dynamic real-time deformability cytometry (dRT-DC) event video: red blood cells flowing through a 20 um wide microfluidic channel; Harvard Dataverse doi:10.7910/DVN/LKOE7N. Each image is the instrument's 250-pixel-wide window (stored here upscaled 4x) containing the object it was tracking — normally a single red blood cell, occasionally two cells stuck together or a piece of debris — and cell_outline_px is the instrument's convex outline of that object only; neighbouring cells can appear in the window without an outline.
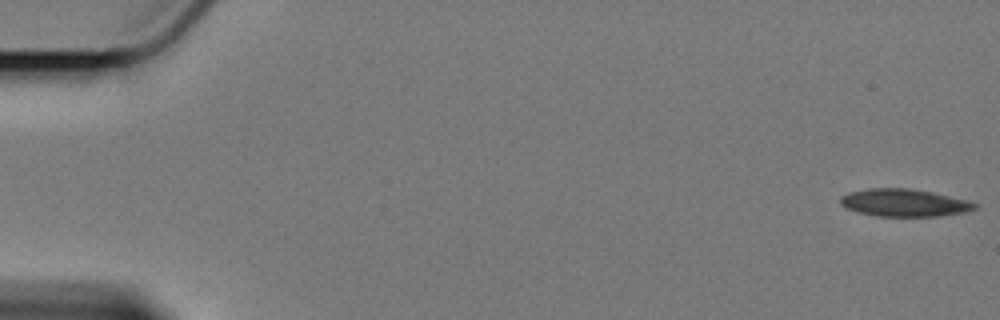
{"species": "Egyptian fruit bat (a non-hibernating species)", "species_latin": "Rousettus aegyptiacus", "temperature_condition": "cold", "stored_images_in_passage": 59, "camera_frame_rate_fps": 3000, "um_per_image_px": 0.085, "animal": {"sex": "female"}, "frame": {"image": 1, "passage_image": 1, "time_ms": 0.0, "image_size_px": [1000, 320], "cell_outline_px": [[976, 208], [964, 212], [936, 216], [876, 216], [860, 212], [848, 208], [840, 204], [840, 196], [848, 192], [868, 188], [912, 188], [932, 192], [968, 200], [976, 204]], "centroid_in_image_um": [76.83, 17.22], "position_along_channel_um": 8.2, "area_um2": 21.44}}
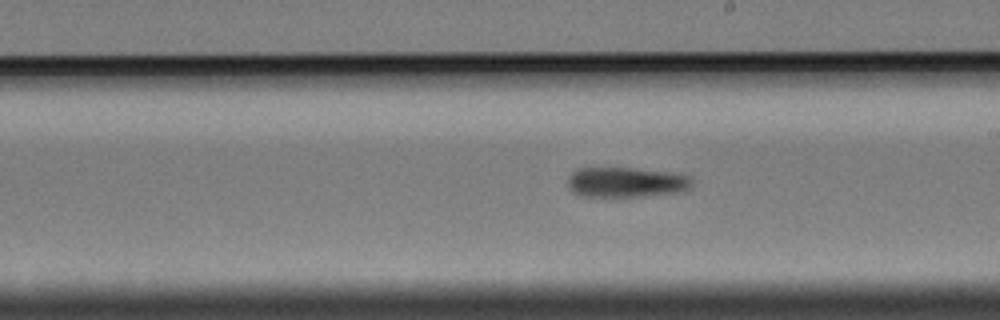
{"frame": {"image": 2, "passage_image": 34, "time_ms": 11.0, "image_size_px": [1000, 320], "cell_outline_px": [[692, 184], [676, 192], [636, 196], [580, 196], [572, 192], [568, 184], [568, 176], [572, 172], [580, 168], [632, 168], [668, 172], [688, 176], [692, 180]], "centroid_in_image_um": [53.12, 15.48], "position_along_channel_um": 235.9, "area_um2": 21.27}}
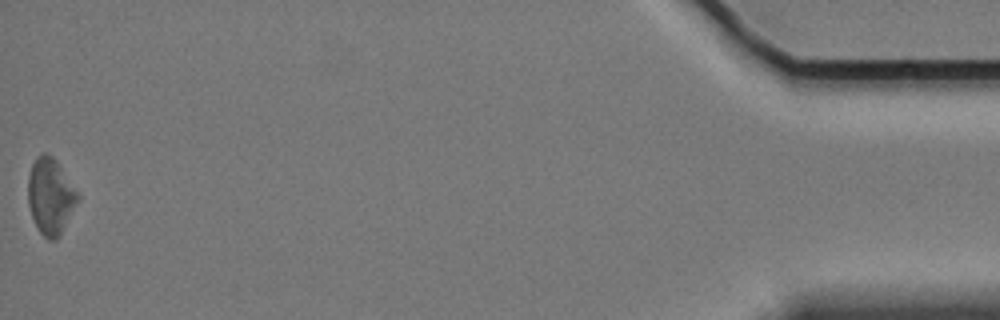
{"frame": {"image": 3, "passage_image": 59, "time_ms": 19.333, "image_size_px": [1000, 320], "cell_outline_px": [[80, 200], [60, 236], [56, 240], [48, 240], [40, 232], [32, 216], [28, 204], [28, 176], [32, 164], [36, 156], [44, 152], [52, 156], [56, 160], [80, 192]], "centroid_in_image_um": [4.33, 16.67], "position_along_channel_um": 430.9, "area_um2": 22.48}, "authors_computed_cell_mechanics": {"area_um2": 21.964, "velocity_mm_per_s": 3.4082, "shape_relaxation_time_tau1_ms": 6.2729, "shape_relaxation_time_tau2_ms": null, "deformation_change_tau1": 0.1388, "deformation_change_tau2": null}}